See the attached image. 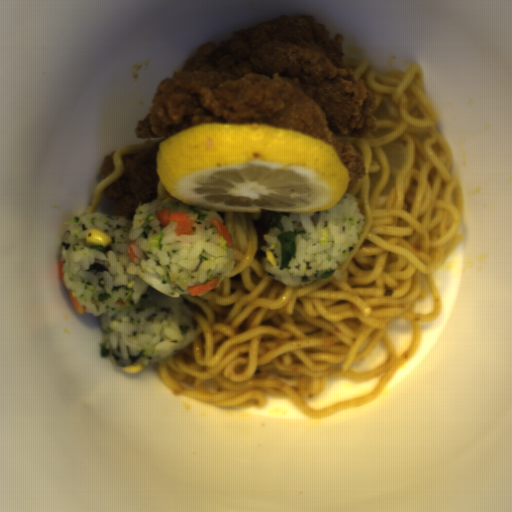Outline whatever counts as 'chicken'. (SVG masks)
I'll return each mask as SVG.
<instances>
[{
	"mask_svg": "<svg viewBox=\"0 0 512 512\" xmlns=\"http://www.w3.org/2000/svg\"><path fill=\"white\" fill-rule=\"evenodd\" d=\"M343 36L312 15H282L199 44L158 85L137 139H162L203 123L265 124L317 138L337 151L354 187L366 175L339 137L377 130L376 97L345 64Z\"/></svg>",
	"mask_w": 512,
	"mask_h": 512,
	"instance_id": "obj_1",
	"label": "chicken"
},
{
	"mask_svg": "<svg viewBox=\"0 0 512 512\" xmlns=\"http://www.w3.org/2000/svg\"><path fill=\"white\" fill-rule=\"evenodd\" d=\"M159 144L142 149L139 152L123 155V175L104 188L106 201L117 200L113 207V216L130 219L136 208L151 203L158 197L159 174L156 156Z\"/></svg>",
	"mask_w": 512,
	"mask_h": 512,
	"instance_id": "obj_2",
	"label": "chicken"
},
{
	"mask_svg": "<svg viewBox=\"0 0 512 512\" xmlns=\"http://www.w3.org/2000/svg\"><path fill=\"white\" fill-rule=\"evenodd\" d=\"M116 153V150H113L110 154H106L104 157V162L101 164L99 168L100 180H104L115 170V164L113 160V156Z\"/></svg>",
	"mask_w": 512,
	"mask_h": 512,
	"instance_id": "obj_3",
	"label": "chicken"
}]
</instances>
